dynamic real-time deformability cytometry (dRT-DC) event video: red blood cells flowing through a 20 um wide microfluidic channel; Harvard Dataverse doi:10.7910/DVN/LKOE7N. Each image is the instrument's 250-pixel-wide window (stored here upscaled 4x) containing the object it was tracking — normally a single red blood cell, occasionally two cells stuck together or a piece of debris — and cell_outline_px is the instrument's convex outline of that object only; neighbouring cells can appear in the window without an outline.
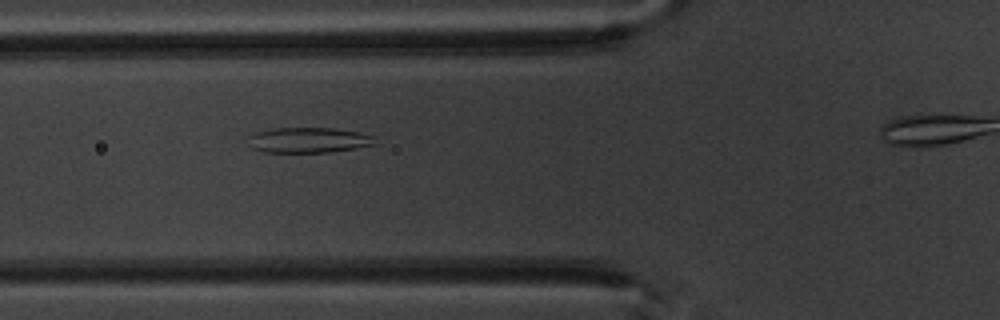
{"species": "common noctule bat (a hibernating species)", "species_latin": "Nyctalus noctula", "temperature_condition": "warm", "stored_images_in_passage": 4, "camera_frame_rate_fps": 3000, "um_per_image_px": 0.085, "animal": {"sex": "male", "body_mass_g": 20.1, "forearm_length_mm": 53.5}, "frame": {"image": 1, "passage_image": 3, "time_ms": 2.333, "image_size_px": [1000, 320], "cell_outline_px": [[376, 144], [356, 148], [328, 152], [264, 152], [252, 148], [248, 136], [256, 132], [272, 128], [336, 128], [360, 132], [372, 136]], "centroid_in_image_um": [26.22, 11.9], "position_along_channel_um": 99.6, "area_um2": 18.67}}